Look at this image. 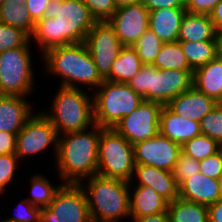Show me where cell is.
<instances>
[{
	"label": "cell",
	"mask_w": 222,
	"mask_h": 222,
	"mask_svg": "<svg viewBox=\"0 0 222 222\" xmlns=\"http://www.w3.org/2000/svg\"><path fill=\"white\" fill-rule=\"evenodd\" d=\"M96 22L83 0H50L30 40L37 41L42 53L56 46L82 43Z\"/></svg>",
	"instance_id": "1"
},
{
	"label": "cell",
	"mask_w": 222,
	"mask_h": 222,
	"mask_svg": "<svg viewBox=\"0 0 222 222\" xmlns=\"http://www.w3.org/2000/svg\"><path fill=\"white\" fill-rule=\"evenodd\" d=\"M92 128L58 135L55 161L62 183L79 184L97 174L101 127Z\"/></svg>",
	"instance_id": "2"
},
{
	"label": "cell",
	"mask_w": 222,
	"mask_h": 222,
	"mask_svg": "<svg viewBox=\"0 0 222 222\" xmlns=\"http://www.w3.org/2000/svg\"><path fill=\"white\" fill-rule=\"evenodd\" d=\"M42 57L48 73L61 76L62 87L79 88L75 83H80L96 90L104 82L84 42L52 47Z\"/></svg>",
	"instance_id": "3"
},
{
	"label": "cell",
	"mask_w": 222,
	"mask_h": 222,
	"mask_svg": "<svg viewBox=\"0 0 222 222\" xmlns=\"http://www.w3.org/2000/svg\"><path fill=\"white\" fill-rule=\"evenodd\" d=\"M79 184L85 191L91 219L118 222L123 217H131L130 182L96 174L88 178L86 187L82 182Z\"/></svg>",
	"instance_id": "4"
},
{
	"label": "cell",
	"mask_w": 222,
	"mask_h": 222,
	"mask_svg": "<svg viewBox=\"0 0 222 222\" xmlns=\"http://www.w3.org/2000/svg\"><path fill=\"white\" fill-rule=\"evenodd\" d=\"M193 71L159 70L153 65H143L127 84L144 100L167 105L193 86Z\"/></svg>",
	"instance_id": "5"
},
{
	"label": "cell",
	"mask_w": 222,
	"mask_h": 222,
	"mask_svg": "<svg viewBox=\"0 0 222 222\" xmlns=\"http://www.w3.org/2000/svg\"><path fill=\"white\" fill-rule=\"evenodd\" d=\"M56 93L51 106L52 114L45 112L44 115L51 121L58 135L84 131L89 125H95L93 98L87 96L81 87L60 86Z\"/></svg>",
	"instance_id": "6"
},
{
	"label": "cell",
	"mask_w": 222,
	"mask_h": 222,
	"mask_svg": "<svg viewBox=\"0 0 222 222\" xmlns=\"http://www.w3.org/2000/svg\"><path fill=\"white\" fill-rule=\"evenodd\" d=\"M98 88L92 97L94 123L102 128H114L144 100L126 83L104 80Z\"/></svg>",
	"instance_id": "7"
},
{
	"label": "cell",
	"mask_w": 222,
	"mask_h": 222,
	"mask_svg": "<svg viewBox=\"0 0 222 222\" xmlns=\"http://www.w3.org/2000/svg\"><path fill=\"white\" fill-rule=\"evenodd\" d=\"M134 168L133 145L114 128L101 127L97 174L131 183Z\"/></svg>",
	"instance_id": "8"
},
{
	"label": "cell",
	"mask_w": 222,
	"mask_h": 222,
	"mask_svg": "<svg viewBox=\"0 0 222 222\" xmlns=\"http://www.w3.org/2000/svg\"><path fill=\"white\" fill-rule=\"evenodd\" d=\"M29 43L0 53V95L25 97L32 92L34 71Z\"/></svg>",
	"instance_id": "9"
},
{
	"label": "cell",
	"mask_w": 222,
	"mask_h": 222,
	"mask_svg": "<svg viewBox=\"0 0 222 222\" xmlns=\"http://www.w3.org/2000/svg\"><path fill=\"white\" fill-rule=\"evenodd\" d=\"M46 222H89L88 201L80 184L63 183L47 207L41 209Z\"/></svg>",
	"instance_id": "10"
},
{
	"label": "cell",
	"mask_w": 222,
	"mask_h": 222,
	"mask_svg": "<svg viewBox=\"0 0 222 222\" xmlns=\"http://www.w3.org/2000/svg\"><path fill=\"white\" fill-rule=\"evenodd\" d=\"M53 145L57 155L58 133L44 112L33 114L16 136L15 154L19 159L43 152Z\"/></svg>",
	"instance_id": "11"
},
{
	"label": "cell",
	"mask_w": 222,
	"mask_h": 222,
	"mask_svg": "<svg viewBox=\"0 0 222 222\" xmlns=\"http://www.w3.org/2000/svg\"><path fill=\"white\" fill-rule=\"evenodd\" d=\"M84 43L99 74L105 80L110 75L113 62L124 45L108 21H97L88 32Z\"/></svg>",
	"instance_id": "12"
},
{
	"label": "cell",
	"mask_w": 222,
	"mask_h": 222,
	"mask_svg": "<svg viewBox=\"0 0 222 222\" xmlns=\"http://www.w3.org/2000/svg\"><path fill=\"white\" fill-rule=\"evenodd\" d=\"M163 105L143 100L128 116L123 117L114 129L132 145L152 138L159 132V118Z\"/></svg>",
	"instance_id": "13"
},
{
	"label": "cell",
	"mask_w": 222,
	"mask_h": 222,
	"mask_svg": "<svg viewBox=\"0 0 222 222\" xmlns=\"http://www.w3.org/2000/svg\"><path fill=\"white\" fill-rule=\"evenodd\" d=\"M135 164L149 165L172 172L181 153V145L159 132L133 145Z\"/></svg>",
	"instance_id": "14"
},
{
	"label": "cell",
	"mask_w": 222,
	"mask_h": 222,
	"mask_svg": "<svg viewBox=\"0 0 222 222\" xmlns=\"http://www.w3.org/2000/svg\"><path fill=\"white\" fill-rule=\"evenodd\" d=\"M108 22L124 46H133L149 29V11L142 1L121 6Z\"/></svg>",
	"instance_id": "15"
},
{
	"label": "cell",
	"mask_w": 222,
	"mask_h": 222,
	"mask_svg": "<svg viewBox=\"0 0 222 222\" xmlns=\"http://www.w3.org/2000/svg\"><path fill=\"white\" fill-rule=\"evenodd\" d=\"M217 103L213 98L208 97L192 86L172 99L166 106L183 118L200 122Z\"/></svg>",
	"instance_id": "16"
},
{
	"label": "cell",
	"mask_w": 222,
	"mask_h": 222,
	"mask_svg": "<svg viewBox=\"0 0 222 222\" xmlns=\"http://www.w3.org/2000/svg\"><path fill=\"white\" fill-rule=\"evenodd\" d=\"M179 198L206 206L214 204L222 199L218 179L195 173L179 186Z\"/></svg>",
	"instance_id": "17"
},
{
	"label": "cell",
	"mask_w": 222,
	"mask_h": 222,
	"mask_svg": "<svg viewBox=\"0 0 222 222\" xmlns=\"http://www.w3.org/2000/svg\"><path fill=\"white\" fill-rule=\"evenodd\" d=\"M134 175L138 178L137 185L149 186L168 202L179 198V186L176 183L172 172L159 168L135 164Z\"/></svg>",
	"instance_id": "18"
},
{
	"label": "cell",
	"mask_w": 222,
	"mask_h": 222,
	"mask_svg": "<svg viewBox=\"0 0 222 222\" xmlns=\"http://www.w3.org/2000/svg\"><path fill=\"white\" fill-rule=\"evenodd\" d=\"M159 133L181 146L201 135L200 122L183 118L163 105L159 118Z\"/></svg>",
	"instance_id": "19"
},
{
	"label": "cell",
	"mask_w": 222,
	"mask_h": 222,
	"mask_svg": "<svg viewBox=\"0 0 222 222\" xmlns=\"http://www.w3.org/2000/svg\"><path fill=\"white\" fill-rule=\"evenodd\" d=\"M26 97L0 95V131L17 134L34 114Z\"/></svg>",
	"instance_id": "20"
},
{
	"label": "cell",
	"mask_w": 222,
	"mask_h": 222,
	"mask_svg": "<svg viewBox=\"0 0 222 222\" xmlns=\"http://www.w3.org/2000/svg\"><path fill=\"white\" fill-rule=\"evenodd\" d=\"M185 8H167L149 11V29L163 43L178 41L181 21L186 14Z\"/></svg>",
	"instance_id": "21"
},
{
	"label": "cell",
	"mask_w": 222,
	"mask_h": 222,
	"mask_svg": "<svg viewBox=\"0 0 222 222\" xmlns=\"http://www.w3.org/2000/svg\"><path fill=\"white\" fill-rule=\"evenodd\" d=\"M193 86L222 103V58L216 57L193 71Z\"/></svg>",
	"instance_id": "22"
},
{
	"label": "cell",
	"mask_w": 222,
	"mask_h": 222,
	"mask_svg": "<svg viewBox=\"0 0 222 222\" xmlns=\"http://www.w3.org/2000/svg\"><path fill=\"white\" fill-rule=\"evenodd\" d=\"M217 36L210 15L191 14L184 15L178 34L179 42L213 41Z\"/></svg>",
	"instance_id": "23"
},
{
	"label": "cell",
	"mask_w": 222,
	"mask_h": 222,
	"mask_svg": "<svg viewBox=\"0 0 222 222\" xmlns=\"http://www.w3.org/2000/svg\"><path fill=\"white\" fill-rule=\"evenodd\" d=\"M130 195V215L132 218L149 216L167 211L168 201L149 186L136 185ZM133 197V199H132Z\"/></svg>",
	"instance_id": "24"
},
{
	"label": "cell",
	"mask_w": 222,
	"mask_h": 222,
	"mask_svg": "<svg viewBox=\"0 0 222 222\" xmlns=\"http://www.w3.org/2000/svg\"><path fill=\"white\" fill-rule=\"evenodd\" d=\"M144 64L132 46H124L114 60L110 75L105 79L112 82L128 83Z\"/></svg>",
	"instance_id": "25"
},
{
	"label": "cell",
	"mask_w": 222,
	"mask_h": 222,
	"mask_svg": "<svg viewBox=\"0 0 222 222\" xmlns=\"http://www.w3.org/2000/svg\"><path fill=\"white\" fill-rule=\"evenodd\" d=\"M0 22L20 28L29 36L35 28V22L25 7V0H5L0 5Z\"/></svg>",
	"instance_id": "26"
},
{
	"label": "cell",
	"mask_w": 222,
	"mask_h": 222,
	"mask_svg": "<svg viewBox=\"0 0 222 222\" xmlns=\"http://www.w3.org/2000/svg\"><path fill=\"white\" fill-rule=\"evenodd\" d=\"M170 222H209L206 205L176 198L168 203Z\"/></svg>",
	"instance_id": "27"
},
{
	"label": "cell",
	"mask_w": 222,
	"mask_h": 222,
	"mask_svg": "<svg viewBox=\"0 0 222 222\" xmlns=\"http://www.w3.org/2000/svg\"><path fill=\"white\" fill-rule=\"evenodd\" d=\"M190 67L195 70L218 56L217 39L213 41L180 42Z\"/></svg>",
	"instance_id": "28"
},
{
	"label": "cell",
	"mask_w": 222,
	"mask_h": 222,
	"mask_svg": "<svg viewBox=\"0 0 222 222\" xmlns=\"http://www.w3.org/2000/svg\"><path fill=\"white\" fill-rule=\"evenodd\" d=\"M152 65L159 70H193L179 41L163 43Z\"/></svg>",
	"instance_id": "29"
},
{
	"label": "cell",
	"mask_w": 222,
	"mask_h": 222,
	"mask_svg": "<svg viewBox=\"0 0 222 222\" xmlns=\"http://www.w3.org/2000/svg\"><path fill=\"white\" fill-rule=\"evenodd\" d=\"M221 149V144L207 135H199L185 142L181 146V152L197 161L217 153Z\"/></svg>",
	"instance_id": "30"
},
{
	"label": "cell",
	"mask_w": 222,
	"mask_h": 222,
	"mask_svg": "<svg viewBox=\"0 0 222 222\" xmlns=\"http://www.w3.org/2000/svg\"><path fill=\"white\" fill-rule=\"evenodd\" d=\"M31 196L27 200L34 206L43 208L47 207L52 201L55 192L60 188V185L53 186L49 180L41 174H35L31 177Z\"/></svg>",
	"instance_id": "31"
},
{
	"label": "cell",
	"mask_w": 222,
	"mask_h": 222,
	"mask_svg": "<svg viewBox=\"0 0 222 222\" xmlns=\"http://www.w3.org/2000/svg\"><path fill=\"white\" fill-rule=\"evenodd\" d=\"M163 42L148 29L132 46L144 65H152L161 50Z\"/></svg>",
	"instance_id": "32"
},
{
	"label": "cell",
	"mask_w": 222,
	"mask_h": 222,
	"mask_svg": "<svg viewBox=\"0 0 222 222\" xmlns=\"http://www.w3.org/2000/svg\"><path fill=\"white\" fill-rule=\"evenodd\" d=\"M28 42H30V36L25 31L0 22V53L23 47Z\"/></svg>",
	"instance_id": "33"
},
{
	"label": "cell",
	"mask_w": 222,
	"mask_h": 222,
	"mask_svg": "<svg viewBox=\"0 0 222 222\" xmlns=\"http://www.w3.org/2000/svg\"><path fill=\"white\" fill-rule=\"evenodd\" d=\"M200 129L203 135L215 139L222 145V103H217V105L201 119Z\"/></svg>",
	"instance_id": "34"
},
{
	"label": "cell",
	"mask_w": 222,
	"mask_h": 222,
	"mask_svg": "<svg viewBox=\"0 0 222 222\" xmlns=\"http://www.w3.org/2000/svg\"><path fill=\"white\" fill-rule=\"evenodd\" d=\"M199 167L200 161L181 152L172 170L177 185L180 186L188 177L200 172Z\"/></svg>",
	"instance_id": "35"
},
{
	"label": "cell",
	"mask_w": 222,
	"mask_h": 222,
	"mask_svg": "<svg viewBox=\"0 0 222 222\" xmlns=\"http://www.w3.org/2000/svg\"><path fill=\"white\" fill-rule=\"evenodd\" d=\"M15 153L0 155V192H5L6 186L14 179V173L19 162ZM18 161V162H17Z\"/></svg>",
	"instance_id": "36"
},
{
	"label": "cell",
	"mask_w": 222,
	"mask_h": 222,
	"mask_svg": "<svg viewBox=\"0 0 222 222\" xmlns=\"http://www.w3.org/2000/svg\"><path fill=\"white\" fill-rule=\"evenodd\" d=\"M17 207L14 217L0 222H40L42 208L32 205L27 199L22 200Z\"/></svg>",
	"instance_id": "37"
},
{
	"label": "cell",
	"mask_w": 222,
	"mask_h": 222,
	"mask_svg": "<svg viewBox=\"0 0 222 222\" xmlns=\"http://www.w3.org/2000/svg\"><path fill=\"white\" fill-rule=\"evenodd\" d=\"M96 21H108L117 10L113 0H83Z\"/></svg>",
	"instance_id": "38"
},
{
	"label": "cell",
	"mask_w": 222,
	"mask_h": 222,
	"mask_svg": "<svg viewBox=\"0 0 222 222\" xmlns=\"http://www.w3.org/2000/svg\"><path fill=\"white\" fill-rule=\"evenodd\" d=\"M199 170L208 177L218 179L222 175V149L200 161Z\"/></svg>",
	"instance_id": "39"
},
{
	"label": "cell",
	"mask_w": 222,
	"mask_h": 222,
	"mask_svg": "<svg viewBox=\"0 0 222 222\" xmlns=\"http://www.w3.org/2000/svg\"><path fill=\"white\" fill-rule=\"evenodd\" d=\"M220 0H185V9L191 14H210Z\"/></svg>",
	"instance_id": "40"
},
{
	"label": "cell",
	"mask_w": 222,
	"mask_h": 222,
	"mask_svg": "<svg viewBox=\"0 0 222 222\" xmlns=\"http://www.w3.org/2000/svg\"><path fill=\"white\" fill-rule=\"evenodd\" d=\"M49 1L50 0H25V7L35 23L45 17V11Z\"/></svg>",
	"instance_id": "41"
},
{
	"label": "cell",
	"mask_w": 222,
	"mask_h": 222,
	"mask_svg": "<svg viewBox=\"0 0 222 222\" xmlns=\"http://www.w3.org/2000/svg\"><path fill=\"white\" fill-rule=\"evenodd\" d=\"M148 11L167 8H185V0H142Z\"/></svg>",
	"instance_id": "42"
},
{
	"label": "cell",
	"mask_w": 222,
	"mask_h": 222,
	"mask_svg": "<svg viewBox=\"0 0 222 222\" xmlns=\"http://www.w3.org/2000/svg\"><path fill=\"white\" fill-rule=\"evenodd\" d=\"M17 134L0 131V155L15 153Z\"/></svg>",
	"instance_id": "43"
},
{
	"label": "cell",
	"mask_w": 222,
	"mask_h": 222,
	"mask_svg": "<svg viewBox=\"0 0 222 222\" xmlns=\"http://www.w3.org/2000/svg\"><path fill=\"white\" fill-rule=\"evenodd\" d=\"M209 222H222V199L207 206Z\"/></svg>",
	"instance_id": "44"
},
{
	"label": "cell",
	"mask_w": 222,
	"mask_h": 222,
	"mask_svg": "<svg viewBox=\"0 0 222 222\" xmlns=\"http://www.w3.org/2000/svg\"><path fill=\"white\" fill-rule=\"evenodd\" d=\"M209 15L215 30L217 32L222 30V0H220V2L215 5L214 9Z\"/></svg>",
	"instance_id": "45"
},
{
	"label": "cell",
	"mask_w": 222,
	"mask_h": 222,
	"mask_svg": "<svg viewBox=\"0 0 222 222\" xmlns=\"http://www.w3.org/2000/svg\"><path fill=\"white\" fill-rule=\"evenodd\" d=\"M133 222H170L168 212L132 218Z\"/></svg>",
	"instance_id": "46"
},
{
	"label": "cell",
	"mask_w": 222,
	"mask_h": 222,
	"mask_svg": "<svg viewBox=\"0 0 222 222\" xmlns=\"http://www.w3.org/2000/svg\"><path fill=\"white\" fill-rule=\"evenodd\" d=\"M142 0H113L115 6L118 8V7H121V6H125V5H130V4H133V3H138V2H141Z\"/></svg>",
	"instance_id": "47"
},
{
	"label": "cell",
	"mask_w": 222,
	"mask_h": 222,
	"mask_svg": "<svg viewBox=\"0 0 222 222\" xmlns=\"http://www.w3.org/2000/svg\"><path fill=\"white\" fill-rule=\"evenodd\" d=\"M217 50H218V57L222 58V30L217 32Z\"/></svg>",
	"instance_id": "48"
},
{
	"label": "cell",
	"mask_w": 222,
	"mask_h": 222,
	"mask_svg": "<svg viewBox=\"0 0 222 222\" xmlns=\"http://www.w3.org/2000/svg\"><path fill=\"white\" fill-rule=\"evenodd\" d=\"M218 185H219L221 197H222V175L218 178Z\"/></svg>",
	"instance_id": "49"
}]
</instances>
